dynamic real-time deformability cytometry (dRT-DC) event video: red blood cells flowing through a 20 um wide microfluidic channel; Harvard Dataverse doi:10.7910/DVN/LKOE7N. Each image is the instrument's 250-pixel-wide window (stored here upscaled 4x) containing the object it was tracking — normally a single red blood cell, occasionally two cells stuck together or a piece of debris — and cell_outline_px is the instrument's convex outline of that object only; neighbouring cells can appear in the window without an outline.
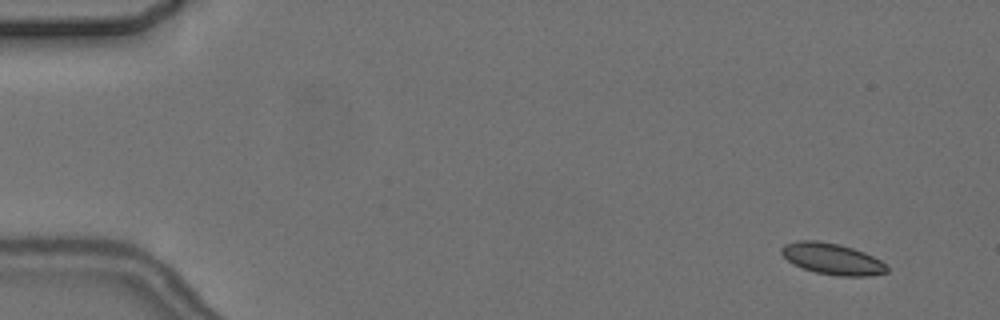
{"species": "common noctule bat (a hibernating species)", "species_latin": "Nyctalus noctula", "temperature_condition": "cold", "stored_images_in_passage": 6, "camera_frame_rate_fps": 3000, "um_per_image_px": 0.085, "animal": {"sex": "female", "body_mass_g": 24.6, "forearm_length_mm": 56.2}, "frame": {"image": 1, "passage_image": 2, "time_ms": 1.0, "image_size_px": [1000, 320], "cell_outline_px": [[888, 272], [872, 276], [836, 276], [816, 272], [804, 268], [788, 260], [780, 252], [780, 248], [784, 244], [796, 240], [816, 240], [840, 244], [864, 252], [888, 264]], "centroid_in_image_um": [70.77, 22.0], "position_along_channel_um": 14.2, "area_um2": 19.31}}
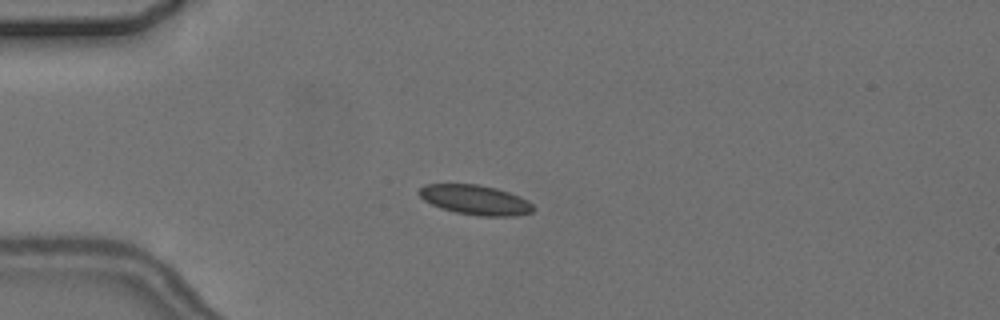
{"frame": {"image": 2, "passage_image": 5, "time_ms": 4.667, "image_size_px": [1000, 320], "cell_outline_px": [[536, 208], [532, 212], [516, 216], [480, 216], [456, 212], [440, 208], [424, 200], [416, 192], [424, 184], [476, 184], [496, 188], [520, 196], [528, 200]], "centroid_in_image_um": [40.41, 16.99], "position_along_channel_um": 44.6, "area_um2": 19.88}}